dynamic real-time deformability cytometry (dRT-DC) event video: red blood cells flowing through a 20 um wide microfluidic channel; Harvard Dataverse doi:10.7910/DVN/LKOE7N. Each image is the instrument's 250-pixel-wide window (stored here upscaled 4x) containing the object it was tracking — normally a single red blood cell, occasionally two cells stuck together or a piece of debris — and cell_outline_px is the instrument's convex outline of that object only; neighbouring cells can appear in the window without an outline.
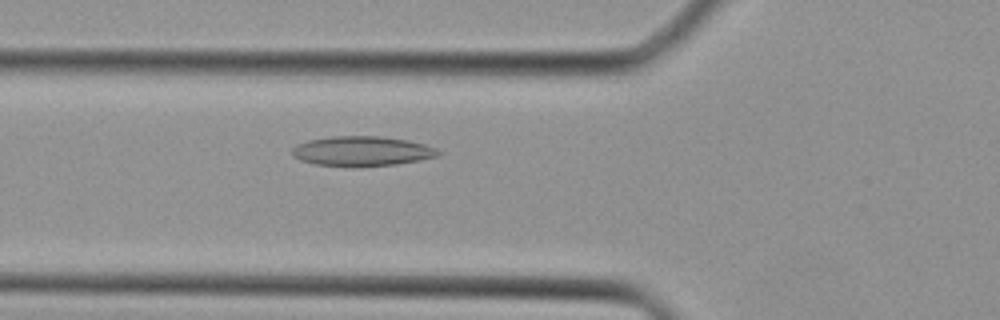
{"species": "Egyptian fruit bat (a non-hibernating species)", "species_latin": "Rousettus aegyptiacus", "temperature_condition": "cold", "stored_images_in_passage": 30, "camera_frame_rate_fps": 3000, "um_per_image_px": 0.085, "animal": {"sex": "female"}, "frame": {"image": 1, "passage_image": 6, "time_ms": 1.667, "image_size_px": [1000, 320], "cell_outline_px": [[440, 156], [420, 160], [396, 164], [316, 164], [300, 160], [292, 156], [292, 148], [296, 144], [308, 140], [332, 136], [380, 136], [408, 140], [424, 144], [436, 148], [440, 152]], "centroid_in_image_um": [30.78, 12.8], "position_along_channel_um": 95.0, "area_um2": 24.62}}
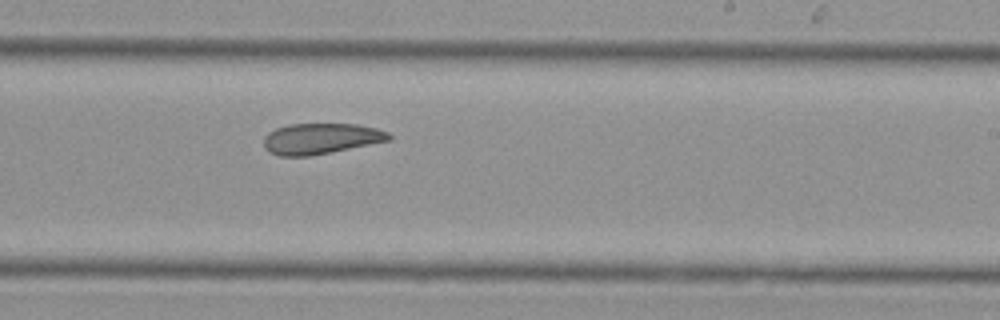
{"frame": {"image": 2, "passage_image": 16, "time_ms": 5.0, "image_size_px": [1000, 320], "cell_outline_px": [[392, 140], [312, 156], [280, 156], [268, 152], [264, 148], [264, 136], [268, 132], [276, 128], [288, 124], [356, 124], [376, 128], [388, 132], [392, 136]], "centroid_in_image_um": [27.26, 11.79], "position_along_channel_um": 261.7, "area_um2": 22.72}}
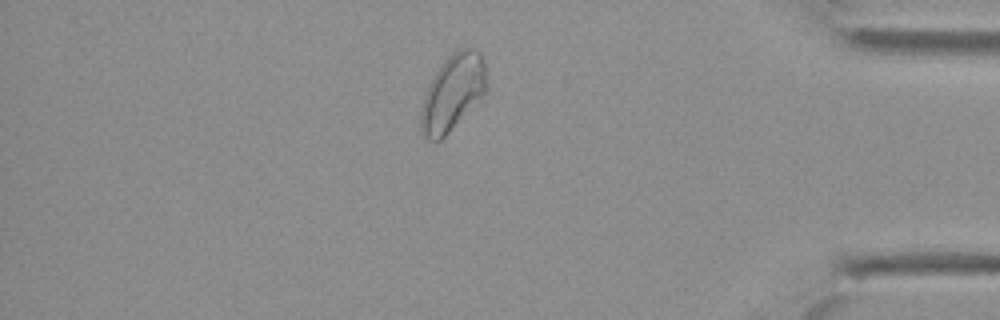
{"frame": {"image": 3, "passage_image": 26, "time_ms": 8.333, "image_size_px": [1000, 320], "cell_outline_px": [[488, 84], [484, 92], [448, 132], [440, 140], [428, 140], [420, 132], [420, 112], [424, 96], [428, 84], [436, 72], [448, 56], [460, 48], [472, 48], [480, 52], [484, 60]], "centroid_in_image_um": [38.45, 7.84], "position_along_channel_um": 396.7, "area_um2": 28.61}}